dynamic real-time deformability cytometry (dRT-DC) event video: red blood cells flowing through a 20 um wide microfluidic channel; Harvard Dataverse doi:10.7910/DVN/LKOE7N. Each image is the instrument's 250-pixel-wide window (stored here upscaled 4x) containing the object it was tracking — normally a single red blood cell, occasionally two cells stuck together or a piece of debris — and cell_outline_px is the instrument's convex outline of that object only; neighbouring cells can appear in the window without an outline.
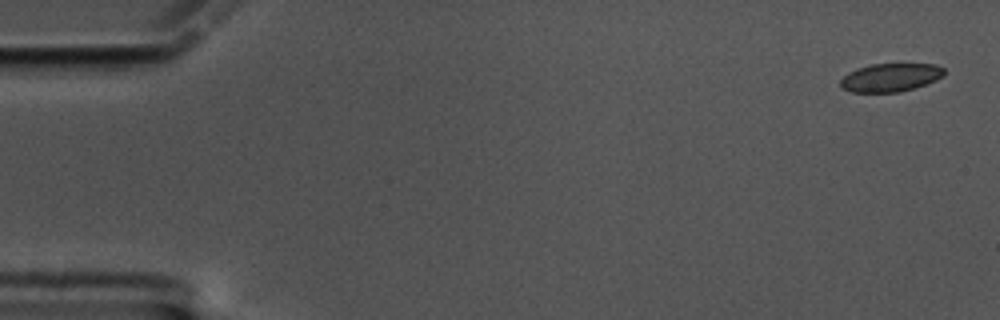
{"species": "common noctule bat (a hibernating species)", "species_latin": "Nyctalus noctula", "temperature_condition": "cold", "stored_images_in_passage": 59, "camera_frame_rate_fps": 3000, "um_per_image_px": 0.085, "animal": {"sex": "male", "body_mass_g": 17.5, "forearm_length_mm": 52.3}, "frame": {"image": 1, "passage_image": 1, "time_ms": 0.0, "image_size_px": [1000, 320], "cell_outline_px": [[944, 76], [936, 80], [900, 92], [852, 92], [840, 88], [840, 80], [848, 72], [856, 68], [872, 64], [936, 64], [944, 68]], "centroid_in_image_um": [75.66, 6.58], "position_along_channel_um": 9.3, "area_um2": 17.11}}
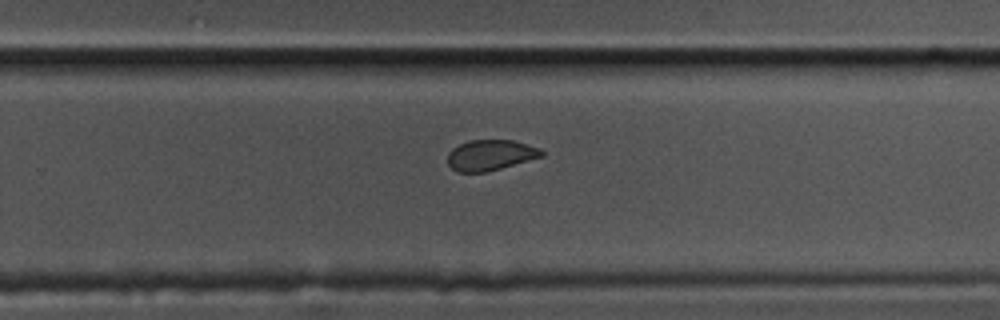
{"frame": {"image": 2, "passage_image": 38, "time_ms": 12.333, "image_size_px": [1000, 320], "cell_outline_px": [[544, 156], [500, 168], [484, 172], [456, 172], [448, 164], [448, 152], [452, 148], [468, 140], [512, 140], [540, 148], [544, 152]], "centroid_in_image_um": [41.67, 13.18], "position_along_channel_um": 288.1, "area_um2": 16.7}}
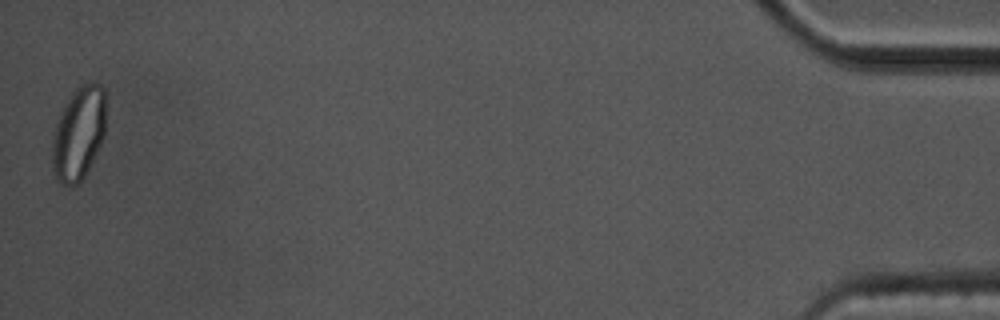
{"frame": {"image": 3, "passage_image": 59, "time_ms": 19.333, "image_size_px": [1000, 320], "cell_outline_px": [[104, 136], [84, 176], [76, 184], [60, 184], [56, 180], [52, 168], [52, 140], [56, 124], [72, 92], [80, 84], [88, 80], [100, 84], [104, 88]], "centroid_in_image_um": [6.67, 11.31], "position_along_channel_um": 428.5, "area_um2": 28.78}, "authors_computed_cell_mechanics": {"area_um2": 18.207, "velocity_mm_per_s": 3.3315, "shape_relaxation_time_tau1_ms": null, "shape_relaxation_time_tau2_ms": 1.7826, "deformation_change_tau1": null, "deformation_change_tau2": 0.0548}}